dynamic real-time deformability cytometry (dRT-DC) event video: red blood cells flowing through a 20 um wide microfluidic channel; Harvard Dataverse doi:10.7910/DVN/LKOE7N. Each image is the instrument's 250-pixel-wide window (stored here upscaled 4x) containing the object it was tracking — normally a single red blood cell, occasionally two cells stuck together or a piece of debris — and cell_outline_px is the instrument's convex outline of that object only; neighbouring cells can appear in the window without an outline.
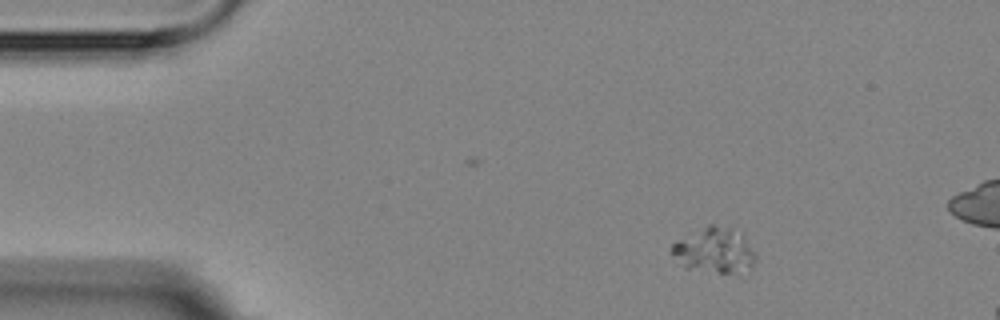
{"species": "Egyptian fruit bat (a non-hibernating species)", "species_latin": "Rousettus aegyptiacus", "temperature_condition": "room temperature", "stored_images_in_passage": 4, "camera_frame_rate_fps": 3000, "um_per_image_px": 0.085, "animal": {"sex": "female"}, "frame": {"image": 1, "passage_image": 1, "time_ms": 0.0, "image_size_px": [1000, 320], "cell_outline_px": [[756, 260], [752, 268], [740, 276], [684, 268], [672, 252], [672, 244], [708, 224], [712, 224], [728, 228], [756, 252]], "centroid_in_image_um": [60.76, 21.38], "position_along_channel_um": 24.2, "area_um2": 21.79}}